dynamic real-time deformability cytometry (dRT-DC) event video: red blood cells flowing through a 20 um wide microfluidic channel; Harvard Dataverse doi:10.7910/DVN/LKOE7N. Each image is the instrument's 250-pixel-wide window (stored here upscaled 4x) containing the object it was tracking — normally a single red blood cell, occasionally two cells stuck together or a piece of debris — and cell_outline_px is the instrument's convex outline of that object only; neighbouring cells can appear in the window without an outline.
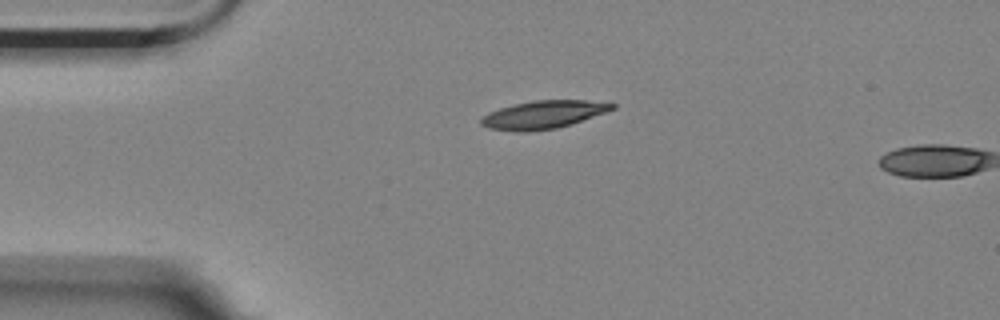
{"species": "Egyptian fruit bat (a non-hibernating species)", "species_latin": "Rousettus aegyptiacus", "temperature_condition": "room temperature", "stored_images_in_passage": 3, "camera_frame_rate_fps": 3000, "um_per_image_px": 0.085, "animal": {"sex": "female"}, "frame": {"image": 1, "passage_image": 1, "time_ms": 0.0, "image_size_px": [1000, 320], "cell_outline_px": [[616, 108], [608, 112], [556, 128], [528, 132], [516, 132], [488, 128], [480, 124], [480, 120], [488, 112], [512, 104], [536, 100], [584, 100], [616, 104]], "centroid_in_image_um": [46.16, 9.75], "position_along_channel_um": 38.8, "area_um2": 21.39}}